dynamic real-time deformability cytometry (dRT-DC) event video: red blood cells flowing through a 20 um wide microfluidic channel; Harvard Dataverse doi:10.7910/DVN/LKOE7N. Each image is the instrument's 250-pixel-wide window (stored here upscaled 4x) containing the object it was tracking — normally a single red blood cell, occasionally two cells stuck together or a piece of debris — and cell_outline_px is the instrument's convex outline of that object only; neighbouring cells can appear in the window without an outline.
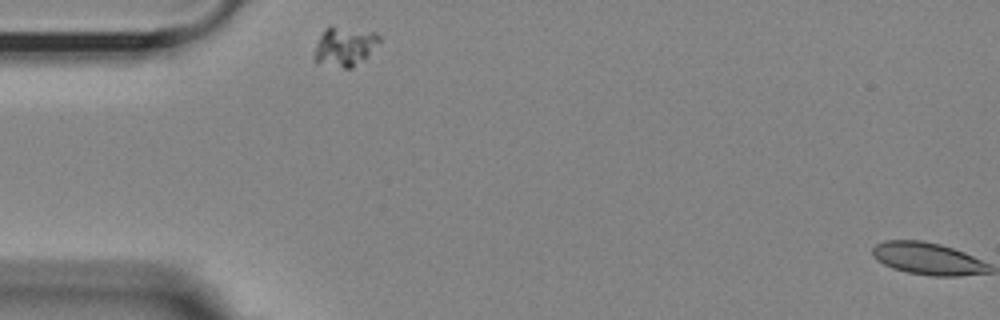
{"species": "Egyptian fruit bat (a non-hibernating species)", "species_latin": "Rousettus aegyptiacus", "temperature_condition": "room temperature", "stored_images_in_passage": 2, "camera_frame_rate_fps": 3000, "um_per_image_px": 0.085, "animal": {"sex": "female"}, "frame": {"image": 1, "passage_image": 1, "time_ms": 0.0, "image_size_px": [1000, 320], "cell_outline_px": [[380, 40], [352, 68], [344, 68], [312, 60], [316, 44], [324, 28], [332, 24], [376, 32], [380, 36]], "centroid_in_image_um": [29.24, 3.88], "position_along_channel_um": 55.8, "area_um2": 14.68}}